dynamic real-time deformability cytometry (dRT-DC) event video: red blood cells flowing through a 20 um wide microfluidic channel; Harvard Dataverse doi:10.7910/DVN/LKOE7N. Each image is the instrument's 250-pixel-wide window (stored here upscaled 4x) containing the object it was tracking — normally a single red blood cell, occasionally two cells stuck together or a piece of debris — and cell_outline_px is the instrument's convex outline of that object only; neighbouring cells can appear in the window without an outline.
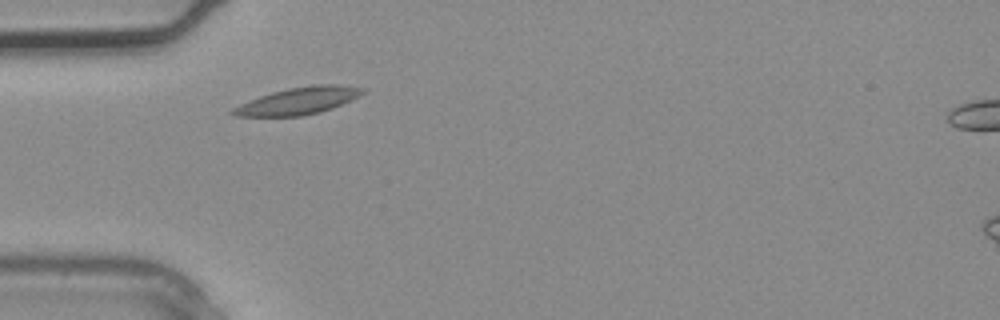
{"species": "common noctule bat (a hibernating species)", "species_latin": "Nyctalus noctula", "temperature_condition": "warm", "stored_images_in_passage": 3, "camera_frame_rate_fps": 3000, "um_per_image_px": 0.085, "animal": {"sex": "male", "body_mass_g": 20.4}, "frame": {"image": 1, "passage_image": 2, "time_ms": 0.333, "image_size_px": [1000, 320], "cell_outline_px": [[364, 92], [360, 96], [332, 108], [320, 112], [300, 116], [236, 116], [228, 112], [232, 108], [240, 104], [260, 96], [272, 92], [288, 88], [312, 84], [336, 84], [364, 88]], "centroid_in_image_um": [25.35, 8.57], "position_along_channel_um": 59.6, "area_um2": 20.4}}
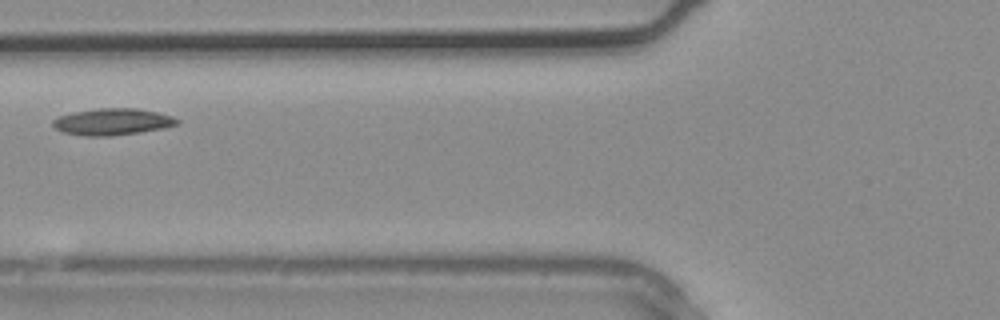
{"frame": {"image": 2, "passage_image": 3, "time_ms": 0.667, "image_size_px": [1000, 320], "cell_outline_px": [[180, 124], [164, 128], [140, 132], [112, 136], [84, 136], [64, 132], [56, 128], [52, 124], [52, 120], [60, 116], [72, 112], [96, 108], [136, 108], [156, 112], [172, 116], [180, 120]], "centroid_in_image_um": [9.58, 10.35], "position_along_channel_um": 116.2, "area_um2": 19.36}}